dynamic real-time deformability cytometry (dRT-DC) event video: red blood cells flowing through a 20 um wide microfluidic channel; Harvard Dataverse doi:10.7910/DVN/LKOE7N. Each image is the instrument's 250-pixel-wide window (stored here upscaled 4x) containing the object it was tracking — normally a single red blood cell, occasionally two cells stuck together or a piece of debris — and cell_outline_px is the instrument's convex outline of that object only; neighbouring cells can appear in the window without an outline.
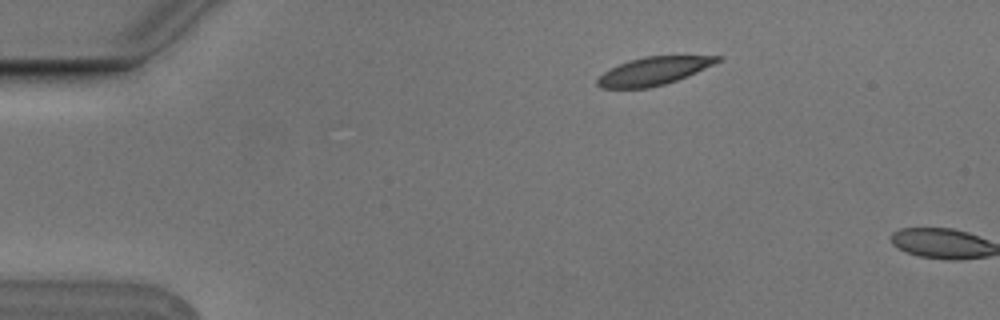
{"species": "Egyptian fruit bat (a non-hibernating species)", "species_latin": "Rousettus aegyptiacus", "temperature_condition": "cold", "stored_images_in_passage": 2, "camera_frame_rate_fps": 3000, "um_per_image_px": 0.085, "animal": {"sex": "male"}, "frame": {"image": 1, "passage_image": 1, "time_ms": 0.0, "image_size_px": [1000, 320], "cell_outline_px": [[724, 56], [720, 60], [696, 72], [676, 80], [664, 84], [648, 88], [600, 88], [596, 84], [596, 80], [604, 72], [628, 60], [644, 56]], "centroid_in_image_um": [55.51, 6.04], "position_along_channel_um": 29.5, "area_um2": 19.25}}